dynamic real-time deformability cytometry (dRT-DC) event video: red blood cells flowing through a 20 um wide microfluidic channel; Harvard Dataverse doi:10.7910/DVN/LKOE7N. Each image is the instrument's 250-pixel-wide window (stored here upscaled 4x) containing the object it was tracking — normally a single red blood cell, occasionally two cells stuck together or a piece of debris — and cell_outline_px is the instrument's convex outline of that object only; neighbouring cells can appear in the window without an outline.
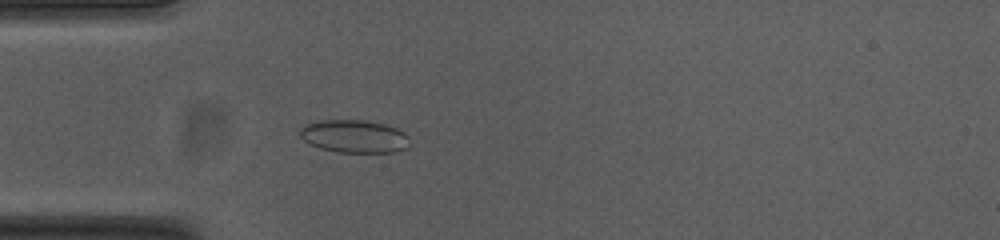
{"species": "common noctule bat (a hibernating species)", "species_latin": "Nyctalus noctula", "temperature_condition": "cold", "stored_images_in_passage": 54, "camera_frame_rate_fps": 3000, "um_per_image_px": 0.085, "animal": {"sex": "female", "body_mass_g": 23.0, "forearm_length_mm": 53.4}, "frame": {"image": 1, "passage_image": 16, "time_ms": 5.0, "image_size_px": [1000, 240], "cell_outline_px": [[408, 148], [396, 152], [340, 152], [320, 148], [304, 140], [300, 136], [300, 128], [304, 124], [324, 120], [364, 120], [384, 124], [396, 128], [404, 132], [408, 136]], "centroid_in_image_um": [30.12, 11.59], "position_along_channel_um": 54.9, "area_um2": 20.92}}
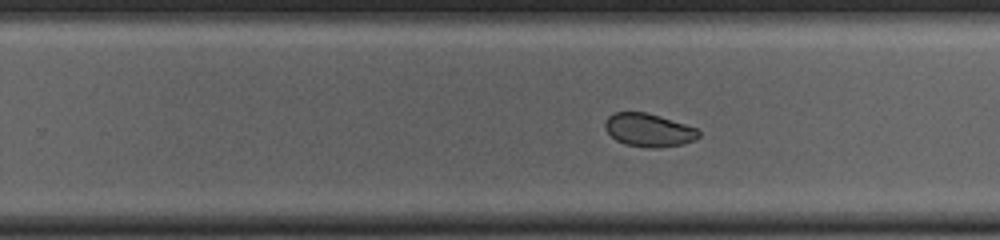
{"frame": {"image": 2, "passage_image": 34, "time_ms": 11.0, "image_size_px": [1000, 240], "cell_outline_px": [[700, 136], [684, 144], [660, 148], [648, 148], [624, 144], [616, 140], [604, 128], [604, 124], [608, 116], [612, 112], [644, 112], [660, 116], [696, 128], [700, 132]], "centroid_in_image_um": [55.12, 11.06], "position_along_channel_um": 274.7, "area_um2": 18.15}}
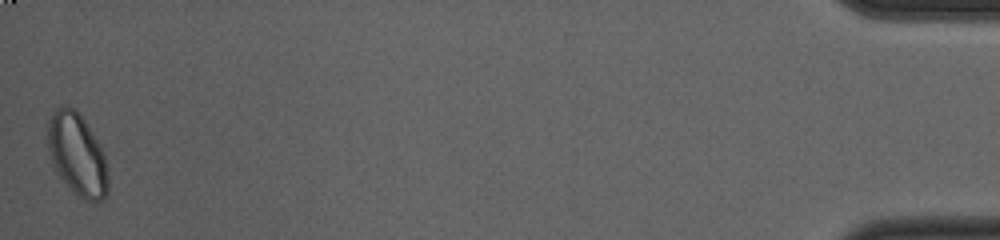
{"frame": {"image": 3, "passage_image": 54, "time_ms": 17.667, "image_size_px": [1000, 240], "cell_outline_px": [[108, 192], [100, 200], [84, 200], [72, 192], [60, 176], [52, 160], [48, 148], [48, 120], [56, 108], [64, 104], [68, 104], [76, 108], [100, 144], [104, 152], [108, 176]], "centroid_in_image_um": [6.57, 13.09], "position_along_channel_um": 428.6, "area_um2": 28.84}, "authors_computed_cell_mechanics": {"area_um2": 20.9236, "velocity_mm_per_s": 3.7525, "shape_relaxation_time_tau1_ms": null, "shape_relaxation_time_tau2_ms": 1.8345, "deformation_change_tau1": null, "deformation_change_tau2": 0.0474}}